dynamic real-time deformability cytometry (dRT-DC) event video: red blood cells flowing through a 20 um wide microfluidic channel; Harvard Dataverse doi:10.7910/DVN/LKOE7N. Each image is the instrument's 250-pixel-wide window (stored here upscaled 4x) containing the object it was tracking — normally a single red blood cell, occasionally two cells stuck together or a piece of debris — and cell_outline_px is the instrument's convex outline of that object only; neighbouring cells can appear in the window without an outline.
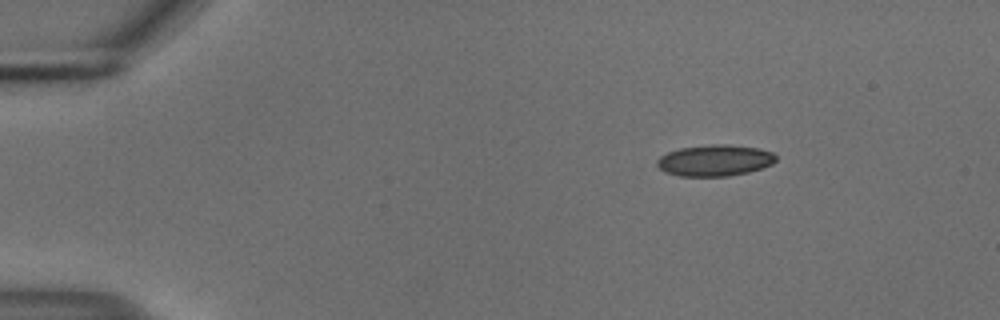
{"species": "common noctule bat (a hibernating species)", "species_latin": "Nyctalus noctula", "temperature_condition": "cold", "stored_images_in_passage": 7, "camera_frame_rate_fps": 3000, "um_per_image_px": 0.085, "animal": {"sex": "male", "body_mass_g": 18.8}, "frame": {"image": 1, "passage_image": 1, "time_ms": 0.0, "image_size_px": [1000, 320], "cell_outline_px": [[776, 160], [772, 164], [748, 172], [728, 176], [680, 176], [664, 172], [656, 164], [656, 160], [660, 156], [668, 152], [680, 148], [712, 144], [724, 144], [760, 148], [772, 152], [776, 156]], "centroid_in_image_um": [60.74, 13.63], "position_along_channel_um": 24.3, "area_um2": 21.68}}
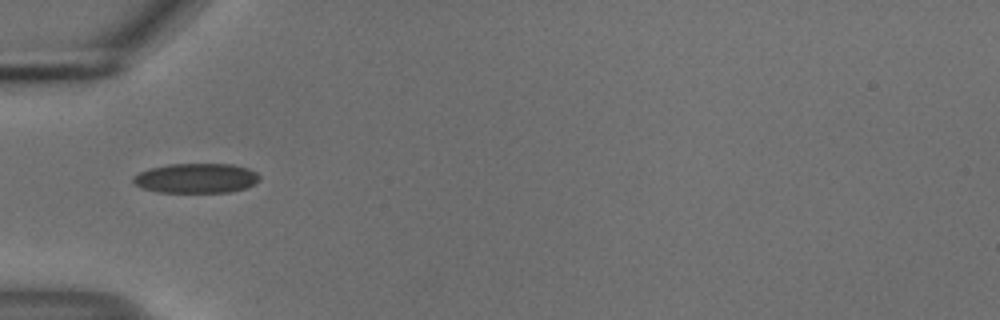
{"frame": {"image": 2, "passage_image": 3, "time_ms": 0.667, "image_size_px": [1000, 320], "cell_outline_px": [[260, 180], [244, 188], [228, 192], [160, 192], [144, 188], [136, 184], [132, 180], [132, 176], [140, 172], [152, 168], [168, 164], [232, 164], [248, 168], [256, 172], [260, 176]], "centroid_in_image_um": [16.69, 15.14], "position_along_channel_um": 68.3, "area_um2": 21.68}}